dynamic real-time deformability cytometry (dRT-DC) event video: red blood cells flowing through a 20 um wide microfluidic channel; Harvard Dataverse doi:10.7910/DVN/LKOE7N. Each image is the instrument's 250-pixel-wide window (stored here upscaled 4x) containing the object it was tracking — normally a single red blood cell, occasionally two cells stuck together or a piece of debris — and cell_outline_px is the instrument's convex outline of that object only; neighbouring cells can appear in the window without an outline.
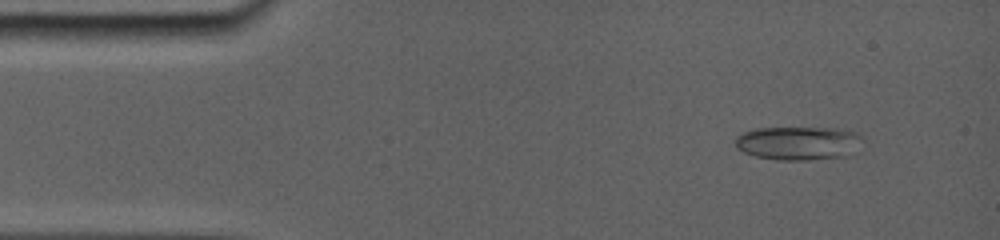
{"species": "common noctule bat (a hibernating species)", "species_latin": "Nyctalus noctula", "temperature_condition": "room temperature", "stored_images_in_passage": 94, "camera_frame_rate_fps": 5000, "um_per_image_px": 0.085, "animal": {"sex": "female", "body_mass_g": 19.0, "forearm_length_mm": 56.7}, "frame": {"image": 1, "passage_image": 7, "time_ms": 1.4, "image_size_px": [1000, 240], "cell_outline_px": [[848, 132], [828, 156], [760, 156], [748, 152], [740, 148], [736, 144], [736, 140], [740, 136], [748, 132], [760, 128], [816, 128]], "centroid_in_image_um": [67.19, 12.05], "position_along_channel_um": 17.8, "area_um2": 18.84}}
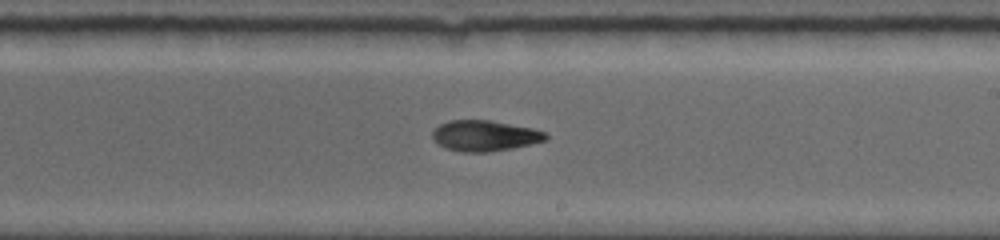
{"frame": {"image": 2, "passage_image": 41, "time_ms": 9.4, "image_size_px": [1000, 240], "cell_outline_px": [[548, 140], [512, 148], [488, 152], [464, 152], [448, 148], [440, 144], [432, 136], [432, 132], [440, 124], [448, 120], [492, 120], [532, 128], [544, 132], [548, 136]], "centroid_in_image_um": [41.23, 11.52], "position_along_channel_um": 247.8, "area_um2": 20.11}}
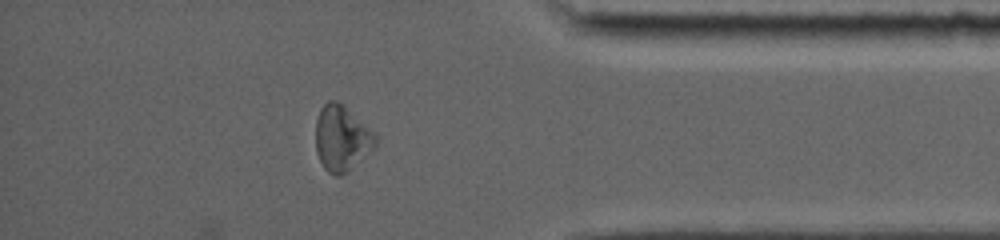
{"frame": {"image": 3, "passage_image": 75, "time_ms": 13.8, "image_size_px": [1000, 240], "cell_outline_px": [[376, 144], [372, 148], [340, 176], [336, 176], [328, 172], [324, 168], [316, 152], [316, 120], [320, 108], [328, 100], [336, 100], [344, 104], [376, 136]], "centroid_in_image_um": [28.99, 11.71], "position_along_channel_um": 406.2, "area_um2": 22.25}, "authors_computed_cell_mechanics": {"area_um2": 20.23, "velocity_mm_per_s": 3.8854, "shape_relaxation_time_tau1_ms": 5.1536, "shape_relaxation_time_tau2_ms": 5.0069, "deformation_change_tau1": 0.1884, "deformation_change_tau2": 0.1123}}